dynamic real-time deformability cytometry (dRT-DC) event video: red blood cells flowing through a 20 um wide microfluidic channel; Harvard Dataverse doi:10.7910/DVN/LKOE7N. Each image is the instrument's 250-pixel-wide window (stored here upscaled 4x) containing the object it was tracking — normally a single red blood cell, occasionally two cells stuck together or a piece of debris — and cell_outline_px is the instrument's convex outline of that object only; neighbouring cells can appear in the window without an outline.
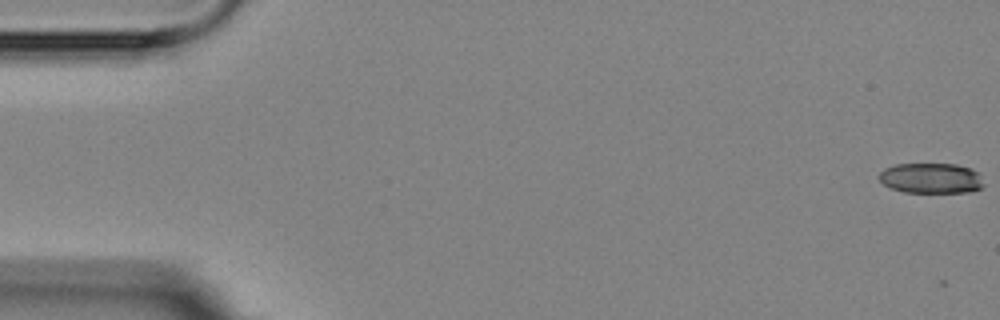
{"species": "Egyptian fruit bat (a non-hibernating species)", "species_latin": "Rousettus aegyptiacus", "temperature_condition": "room temperature", "stored_images_in_passage": 5, "camera_frame_rate_fps": 3000, "um_per_image_px": 0.085, "animal": {"sex": "female"}, "frame": {"image": 1, "passage_image": 1, "time_ms": 0.0, "image_size_px": [1000, 320], "cell_outline_px": [[984, 188], [972, 192], [904, 192], [892, 188], [884, 184], [876, 176], [884, 168], [896, 164], [956, 164], [972, 168], [976, 172], [984, 184]], "centroid_in_image_um": [79.14, 15.14], "position_along_channel_um": 5.9, "area_um2": 18.61}}
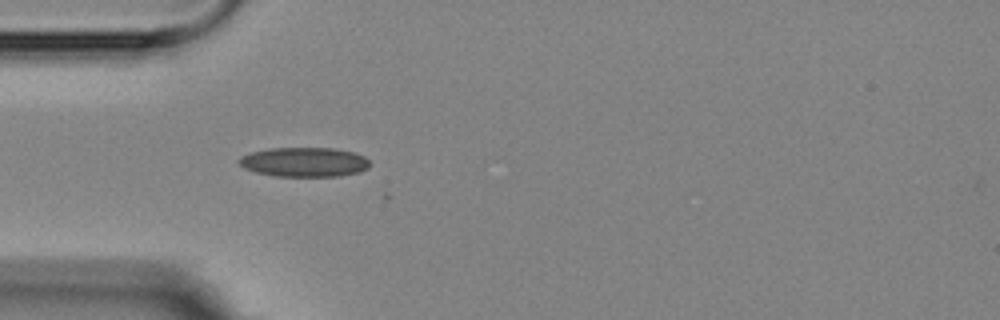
{"frame": {"image": 2, "passage_image": 5, "time_ms": 5.333, "image_size_px": [1000, 320], "cell_outline_px": [[372, 164], [368, 168], [360, 172], [340, 176], [276, 176], [256, 172], [244, 168], [236, 160], [240, 156], [252, 152], [268, 148], [332, 148], [352, 152], [364, 156]], "centroid_in_image_um": [25.86, 13.77], "position_along_channel_um": 59.1, "area_um2": 22.54}}